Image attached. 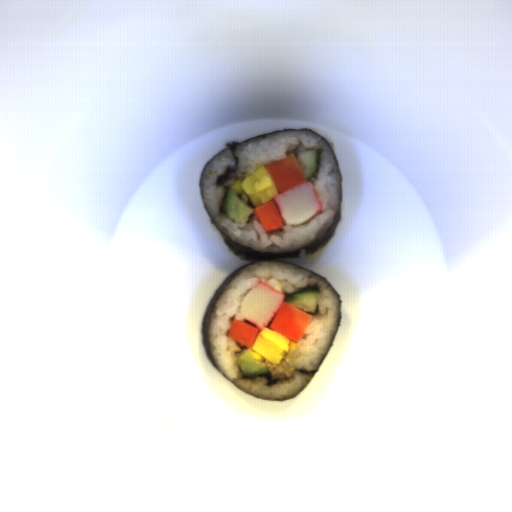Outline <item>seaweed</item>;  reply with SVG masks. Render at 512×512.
<instances>
[{"mask_svg": "<svg viewBox=\"0 0 512 512\" xmlns=\"http://www.w3.org/2000/svg\"><path fill=\"white\" fill-rule=\"evenodd\" d=\"M261 376H265L267 381L265 383V385L268 387V386H271V385H275L278 383L279 381V378L278 379H271V373L269 371L268 374H262Z\"/></svg>", "mask_w": 512, "mask_h": 512, "instance_id": "obj_3", "label": "seaweed"}, {"mask_svg": "<svg viewBox=\"0 0 512 512\" xmlns=\"http://www.w3.org/2000/svg\"><path fill=\"white\" fill-rule=\"evenodd\" d=\"M292 130H307V131H310L312 133H315V134H318L316 133L315 131L313 130H309V129H306V128H296V129H286V130H275V131H272V132H268V133H265V134H261V135H258V136H254L252 138H249L243 142H238V141H227L226 143V148L223 149L222 151H220L219 153H217L216 155H214L211 159H209L207 161V163L204 165V167L202 168L201 170V174H200V181H199V188H200V194H201V199H202V203H203V207H204V210L206 211V213L209 215L210 217V220H211V223H214V225L217 227V229L219 230L224 242L226 243L229 251L231 253H233L236 257H238L240 260H248V261H251L250 263H248L247 265H250V264H254V263H257V262H283V263H287V264H290V265H294L296 267H299L301 269H304L306 271H309L311 273H314L316 274L317 276H319L320 278H322L333 290L334 292L337 294V299H338V308H339V323L335 329V332H334V335L332 337V340H331V343H330V346L324 356V358L322 359L321 363L319 364L318 368L316 371H307L306 368L305 369H298L299 372L301 373H304V374H313L312 376H314V374L317 373V371L319 370V368L321 367V365L323 364V362L325 361L332 345H333V342H334V338H335V335H336V332L341 324V321H342V305H341V299L339 297V294L338 292L335 290V288L325 279L323 278L322 276H320L319 274L311 271L310 269L304 267V266H300V265H297V264H293V263H289V262H286V261H282L281 258H298L299 257V253H300V250H305V254L306 255H311L313 252H315L316 250H318L319 248L323 247L329 240L330 238L332 237L333 233L335 232L339 222H340V215H341V207H342V203H343V193H342V182H341V176H340V170H339V166H338V162H337V158H336V154H335V151L333 149V147L331 146L330 142L328 140H326L323 136H321L320 134H318L319 136H321L324 140L327 141L332 153H333V156H334V159H335V163H336V166H337V169H338V178H339V192H340V201H339V206H338V212H337V215L330 227V229L324 233L319 239L301 247V248H298V249H295V250H292V251H289V252H286V253H283V254H259L255 251H252L244 246H241L239 244H237L236 242H234L232 239H230L228 236H226L223 231L219 228V226L215 223V221L212 219V217L210 216L209 212L207 211L206 207H205V203H204V199H203V191H202V171L206 168V166L215 158L217 157L220 153H222L224 150H226L227 148L229 150H231L232 154H233V157L236 161L235 165L237 166L239 164L238 162V157L235 156V151L237 149V146L238 144H241V143H244V142H247V141H250V140H253V139H256V138H265L268 134H273V133H277V132H285V131H292ZM247 265L241 267L240 269L234 271L233 273H231L221 284L220 286L217 288V290L214 292L212 298L210 299L207 307H206V310H205V314H204V317H203V322H202V328H201V335H202V342H203V347L205 349V352H206V355L208 357V359L210 360V362L213 364V366L215 368H218L215 360H214V357L211 353V349H210V343H209V325H210V319H211V315H212V311H213V307H214V304L218 298V296L223 292V290L228 286V284L231 282V280L243 269L245 268ZM220 371V370H219Z\"/></svg>", "mask_w": 512, "mask_h": 512, "instance_id": "obj_1", "label": "seaweed"}, {"mask_svg": "<svg viewBox=\"0 0 512 512\" xmlns=\"http://www.w3.org/2000/svg\"><path fill=\"white\" fill-rule=\"evenodd\" d=\"M231 173H235V169H231V166H227L224 173L218 176L216 186H224L225 182L230 179Z\"/></svg>", "mask_w": 512, "mask_h": 512, "instance_id": "obj_2", "label": "seaweed"}]
</instances>
